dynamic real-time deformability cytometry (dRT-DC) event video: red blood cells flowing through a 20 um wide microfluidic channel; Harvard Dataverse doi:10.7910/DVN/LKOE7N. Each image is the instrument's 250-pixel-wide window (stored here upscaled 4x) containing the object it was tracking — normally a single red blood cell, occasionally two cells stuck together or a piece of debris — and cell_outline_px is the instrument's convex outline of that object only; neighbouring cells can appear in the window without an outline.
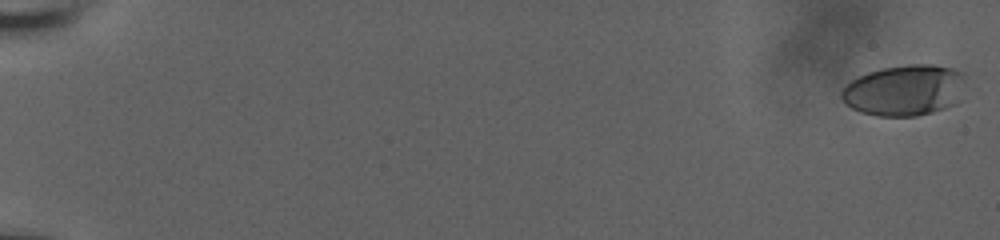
{"species": "human", "species_latin": "Homo sapiens", "temperature_condition": "room temperature", "stored_images_in_passage": 19, "camera_frame_rate_fps": 3000, "um_per_image_px": 0.085, "donor": {"sex": "male"}, "frame": {"image": 1, "passage_image": 1, "time_ms": 0.0, "image_size_px": [1000, 240], "cell_outline_px": [[964, 76], [960, 100], [956, 104], [932, 112], [916, 116], [876, 116], [860, 112], [852, 108], [840, 96], [840, 92], [852, 80], [868, 72], [884, 68], [908, 64], [932, 64], [952, 68], [964, 72]], "centroid_in_image_um": [76.91, 7.67], "position_along_channel_um": 8.1, "area_um2": 36.82}}
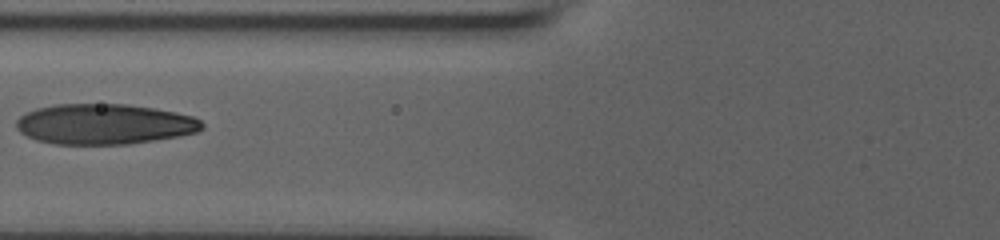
{"frame": {"image": 2, "passage_image": 16, "time_ms": 5.0, "image_size_px": [1000, 240], "cell_outline_px": [[204, 128], [196, 132], [176, 136], [128, 144], [56, 144], [36, 140], [20, 132], [16, 128], [16, 120], [24, 112], [36, 108], [56, 104], [128, 104], [176, 112], [192, 116], [200, 120], [204, 124]], "centroid_in_image_um": [8.83, 10.54], "position_along_channel_um": 117.0, "area_um2": 43.7}}
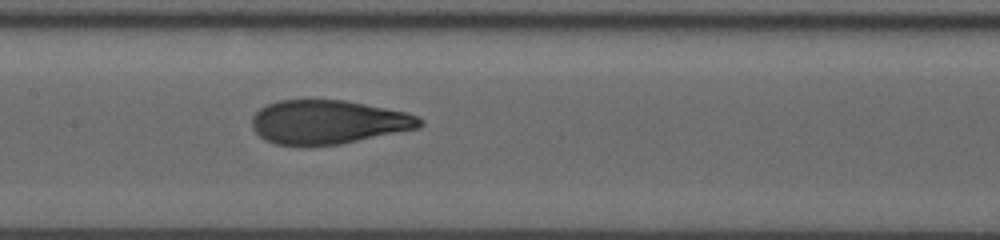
{"frame": {"image": 3, "passage_image": 19, "time_ms": 6.0, "image_size_px": [1000, 240], "cell_outline_px": [[424, 124], [420, 128], [340, 144], [276, 144], [264, 140], [252, 128], [252, 116], [260, 108], [268, 104], [280, 100], [344, 100], [404, 112], [416, 116], [424, 120]], "centroid_in_image_um": [27.9, 10.37], "position_along_channel_um": 179.5, "area_um2": 42.43}}